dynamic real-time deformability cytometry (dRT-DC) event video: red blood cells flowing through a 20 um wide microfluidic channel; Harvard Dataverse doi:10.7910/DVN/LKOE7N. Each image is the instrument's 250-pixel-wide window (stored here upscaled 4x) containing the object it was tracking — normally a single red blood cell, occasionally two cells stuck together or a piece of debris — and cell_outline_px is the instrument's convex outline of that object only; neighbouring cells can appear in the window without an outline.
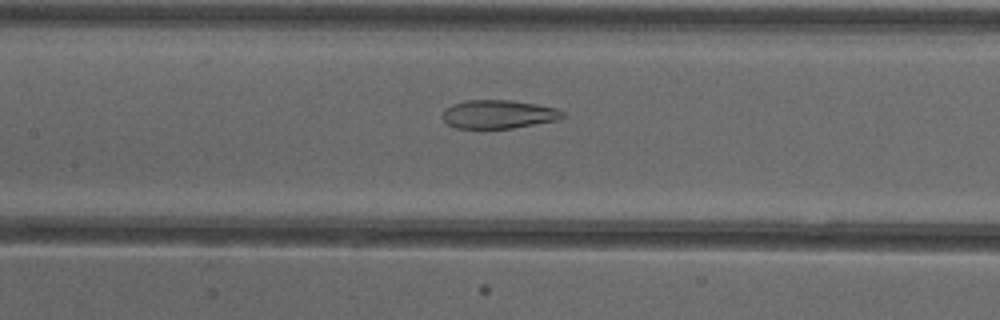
{"species": "common noctule bat (a hibernating species)", "species_latin": "Nyctalus noctula", "temperature_condition": "cold", "stored_images_in_passage": 53, "camera_frame_rate_fps": 3000, "um_per_image_px": 0.085, "animal": {"sex": "female"}, "frame": {"image": 1, "passage_image": 25, "time_ms": 8.0, "image_size_px": [1000, 320], "cell_outline_px": [[564, 116], [556, 120], [512, 128], [456, 128], [448, 124], [440, 116], [444, 108], [452, 104], [464, 100], [512, 100], [536, 104], [556, 108], [564, 112]], "centroid_in_image_um": [42.31, 9.7], "position_along_channel_um": 165.1, "area_um2": 20.0}}
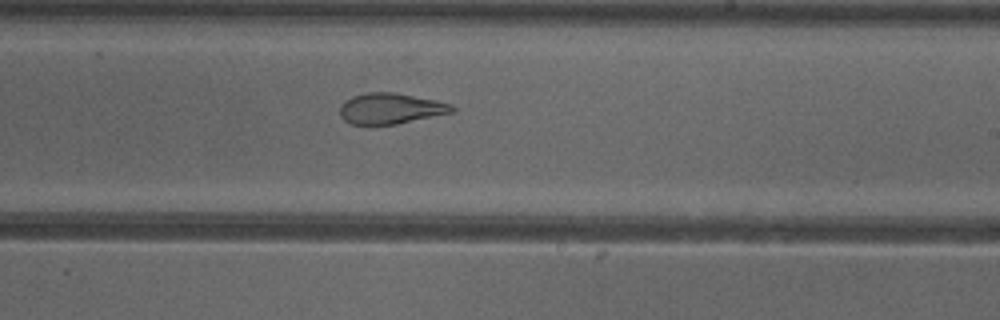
{"frame": {"image": 2, "passage_image": 32, "time_ms": 10.333, "image_size_px": [1000, 320], "cell_outline_px": [[456, 108], [452, 112], [396, 124], [352, 124], [344, 120], [340, 116], [340, 104], [344, 100], [352, 96], [368, 92], [392, 92], [436, 100], [452, 104]], "centroid_in_image_um": [33.17, 9.21], "position_along_channel_um": 255.8, "area_um2": 20.0}}
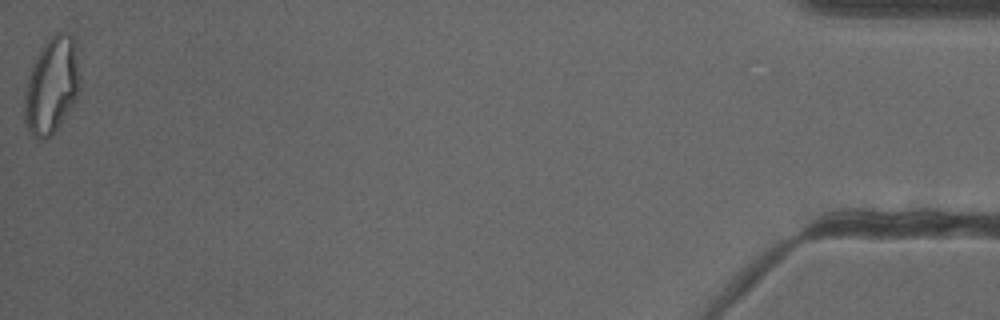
{"frame": {"image": 3, "passage_image": 53, "time_ms": 17.333, "image_size_px": [1000, 320], "cell_outline_px": [[76, 100], [56, 128], [44, 140], [40, 140], [32, 136], [28, 132], [24, 120], [24, 92], [28, 76], [44, 44], [56, 32], [72, 32], [76, 64]], "centroid_in_image_um": [4.32, 7.32], "position_along_channel_um": 430.9, "area_um2": 29.88}, "authors_computed_cell_mechanics": {"area_um2": 25.8944, "velocity_mm_per_s": 3.8982, "shape_relaxation_time_tau1_ms": null, "shape_relaxation_time_tau2_ms": 1.6933, "deformation_change_tau1": null, "deformation_change_tau2": 0.099}}